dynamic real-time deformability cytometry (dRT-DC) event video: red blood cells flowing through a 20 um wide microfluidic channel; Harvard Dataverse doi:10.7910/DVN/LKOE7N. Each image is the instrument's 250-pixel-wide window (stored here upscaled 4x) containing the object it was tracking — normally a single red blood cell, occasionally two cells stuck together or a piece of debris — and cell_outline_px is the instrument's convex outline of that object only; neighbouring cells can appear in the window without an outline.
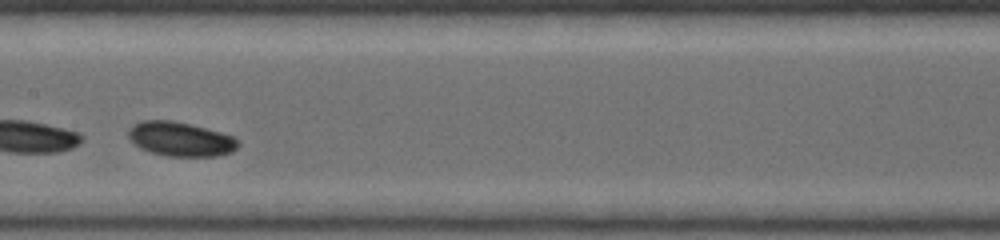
{"species": "common noctule bat (a hibernating species)", "species_latin": "Nyctalus noctula", "temperature_condition": "warm", "stored_images_in_passage": 9, "camera_frame_rate_fps": 5000, "um_per_image_px": 0.085, "animal": {"sex": "female", "body_mass_g": 19.0, "forearm_length_mm": 53.3}, "frame": {"image": 1, "passage_image": 7, "time_ms": 1.6, "image_size_px": [1000, 240], "cell_outline_px": [[240, 144], [232, 152], [216, 156], [168, 156], [152, 152], [140, 148], [128, 136], [128, 128], [144, 120], [172, 120], [220, 132], [232, 136], [240, 140]], "centroid_in_image_um": [15.37, 11.83], "position_along_channel_um": 192.0, "area_um2": 21.68}}